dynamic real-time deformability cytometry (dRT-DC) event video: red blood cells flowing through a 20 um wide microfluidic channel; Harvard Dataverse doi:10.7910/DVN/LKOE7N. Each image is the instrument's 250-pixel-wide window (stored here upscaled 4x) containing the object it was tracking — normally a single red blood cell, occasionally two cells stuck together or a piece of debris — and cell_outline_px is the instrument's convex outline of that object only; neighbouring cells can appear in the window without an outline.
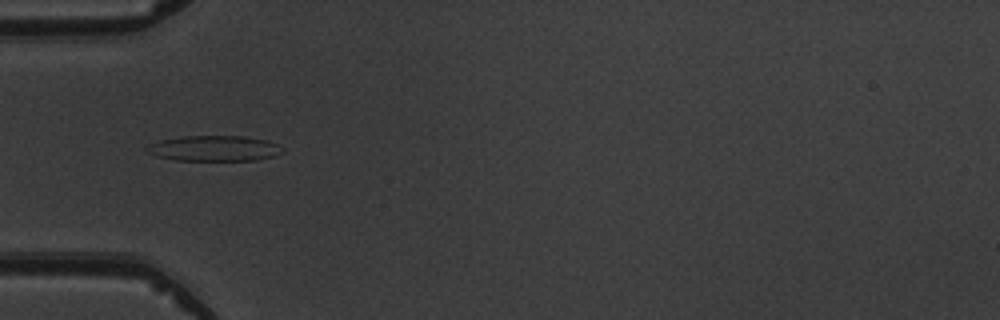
{"species": "common noctule bat (a hibernating species)", "species_latin": "Nyctalus noctula", "temperature_condition": "warm", "stored_images_in_passage": 7, "camera_frame_rate_fps": 3000, "um_per_image_px": 0.085, "animal": {"sex": "male", "body_mass_g": 19.5, "forearm_length_mm": 54.6}, "frame": {"image": 1, "passage_image": 5, "time_ms": 4.333, "image_size_px": [1000, 320], "cell_outline_px": [[284, 152], [276, 156], [256, 160], [176, 160], [156, 156], [148, 152], [144, 148], [148, 144], [160, 140], [180, 136], [244, 136], [268, 140], [284, 148]], "centroid_in_image_um": [18.22, 12.61], "position_along_channel_um": 66.8, "area_um2": 20.35}}
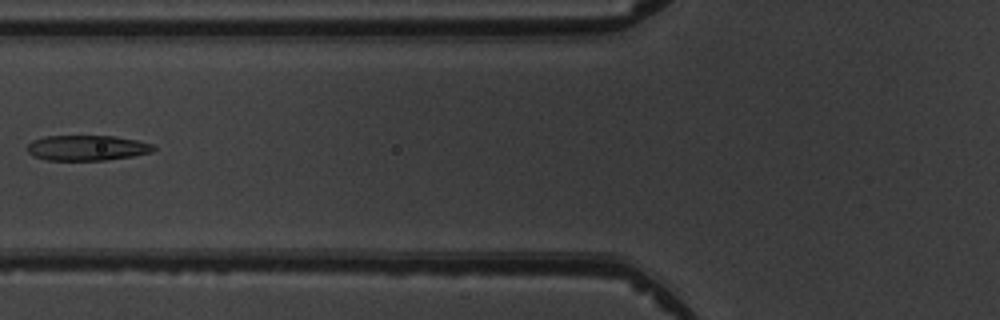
{"frame": {"image": 2, "passage_image": 6, "time_ms": 5.667, "image_size_px": [1000, 320], "cell_outline_px": [[156, 148], [152, 152], [132, 156], [104, 160], [48, 160], [32, 156], [28, 152], [28, 144], [32, 140], [44, 136], [112, 136], [136, 140], [152, 144]], "centroid_in_image_um": [7.37, 12.57], "position_along_channel_um": 118.4, "area_um2": 18.55}}
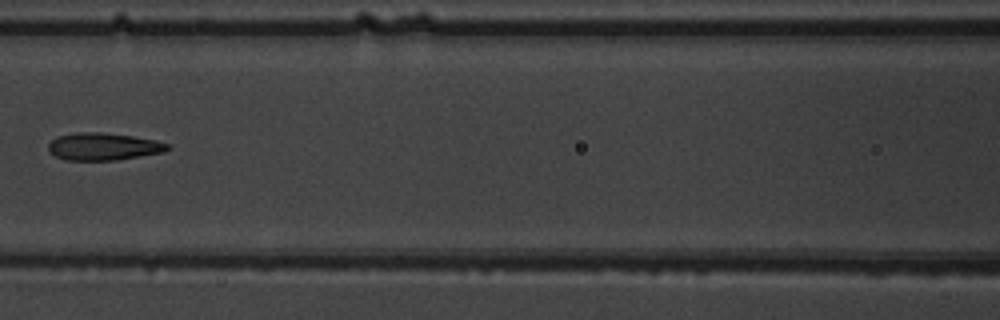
{"frame": {"image": 3, "passage_image": 7, "time_ms": 6.667, "image_size_px": [1000, 320], "cell_outline_px": [[172, 148], [160, 152], [116, 160], [64, 160], [56, 156], [48, 148], [48, 144], [56, 136], [76, 132], [100, 132], [132, 136], [156, 140], [168, 144]], "centroid_in_image_um": [8.76, 12.45], "position_along_channel_um": 157.8, "area_um2": 18.84}}